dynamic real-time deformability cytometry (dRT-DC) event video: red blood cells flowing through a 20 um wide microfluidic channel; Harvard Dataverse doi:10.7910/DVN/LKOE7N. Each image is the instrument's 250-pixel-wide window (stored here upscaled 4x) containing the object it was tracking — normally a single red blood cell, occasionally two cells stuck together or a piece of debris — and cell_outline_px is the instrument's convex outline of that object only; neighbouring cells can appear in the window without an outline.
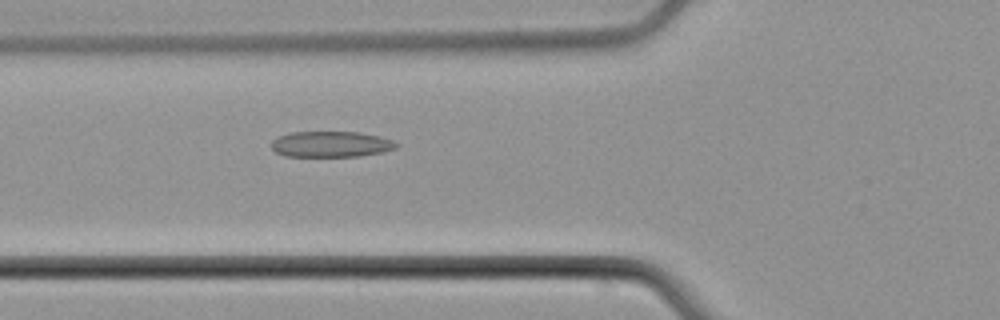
{"species": "common noctule bat (a hibernating species)", "species_latin": "Nyctalus noctula", "temperature_condition": "cold", "stored_images_in_passage": 7, "camera_frame_rate_fps": 3000, "um_per_image_px": 0.085, "animal": {"sex": "male", "body_mass_g": 21.5, "forearm_length_mm": 52.0}, "frame": {"image": 1, "passage_image": 7, "time_ms": 7.333, "image_size_px": [1000, 320], "cell_outline_px": [[400, 144], [396, 148], [384, 152], [360, 156], [284, 156], [276, 152], [272, 148], [272, 140], [276, 136], [292, 132], [360, 132], [380, 136], [392, 140]], "centroid_in_image_um": [28.15, 12.25], "position_along_channel_um": 97.6, "area_um2": 18.96}}